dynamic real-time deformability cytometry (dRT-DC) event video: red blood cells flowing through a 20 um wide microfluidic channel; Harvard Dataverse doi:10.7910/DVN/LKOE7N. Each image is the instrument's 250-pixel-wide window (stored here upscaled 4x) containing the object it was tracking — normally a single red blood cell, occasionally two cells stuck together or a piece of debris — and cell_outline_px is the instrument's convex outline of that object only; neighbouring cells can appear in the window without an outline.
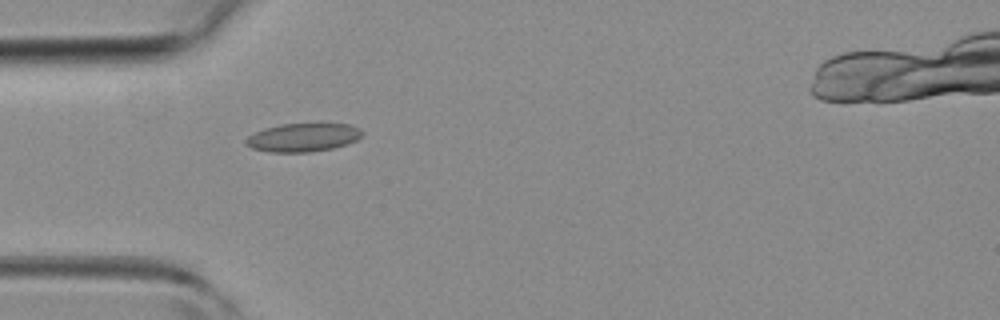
{"species": "common noctule bat (a hibernating species)", "species_latin": "Nyctalus noctula", "temperature_condition": "room temperature", "stored_images_in_passage": 1, "camera_frame_rate_fps": 3000, "um_per_image_px": 0.085, "animal": {"sex": "female", "body_mass_g": 19.3, "forearm_length_mm": 54.1}, "frame": {"image": 1, "passage_image": 1, "time_ms": 0.0, "image_size_px": [1000, 320], "cell_outline_px": [[364, 132], [356, 140], [348, 144], [332, 148], [312, 152], [268, 152], [252, 148], [244, 144], [244, 140], [248, 136], [264, 128], [280, 124], [348, 124], [360, 128]], "centroid_in_image_um": [25.74, 11.69], "position_along_channel_um": 59.3, "area_um2": 19.31}}